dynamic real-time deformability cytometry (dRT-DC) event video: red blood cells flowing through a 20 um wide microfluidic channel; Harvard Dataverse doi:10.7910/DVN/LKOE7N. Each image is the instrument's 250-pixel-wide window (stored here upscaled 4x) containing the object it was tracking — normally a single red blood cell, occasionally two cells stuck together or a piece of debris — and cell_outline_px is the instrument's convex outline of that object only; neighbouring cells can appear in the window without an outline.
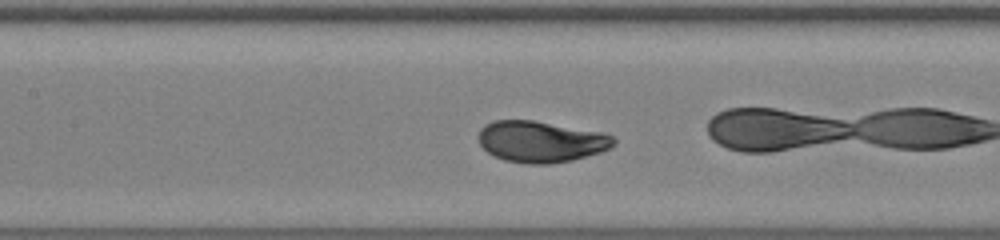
{"species": "human", "species_latin": "Homo sapiens", "temperature_condition": "warm", "stored_images_in_passage": 30, "camera_frame_rate_fps": 3000, "um_per_image_px": 0.085, "donor": {"sex": "male"}, "frame": {"image": 1, "passage_image": 9, "time_ms": 2.667, "image_size_px": [1000, 240], "cell_outline_px": [[616, 144], [600, 152], [572, 160], [548, 164], [528, 164], [504, 160], [488, 152], [480, 144], [480, 128], [484, 124], [492, 120], [532, 120], [604, 132], [612, 136], [616, 140]], "centroid_in_image_um": [45.99, 12.03], "position_along_channel_um": 161.4, "area_um2": 32.48}, "authors_computed_cell_mechanics": {"area_um2": 32.5125, "velocity_mm_per_s": 3.8817, "shape_relaxation_time_tau1_ms": 2.3607, "shape_relaxation_time_tau2_ms": null, "deformation_change_tau1": 0.152, "deformation_change_tau2": null}}